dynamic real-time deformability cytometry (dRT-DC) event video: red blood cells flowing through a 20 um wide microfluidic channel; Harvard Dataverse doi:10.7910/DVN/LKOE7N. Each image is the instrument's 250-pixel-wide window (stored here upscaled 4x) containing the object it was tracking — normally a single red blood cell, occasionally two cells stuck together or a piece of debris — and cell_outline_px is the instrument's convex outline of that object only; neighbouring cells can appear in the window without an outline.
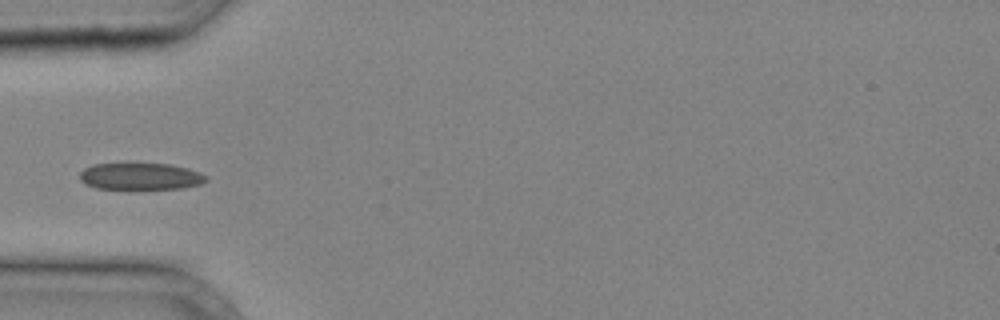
{"species": "common noctule bat (a hibernating species)", "species_latin": "Nyctalus noctula", "temperature_condition": "cold", "stored_images_in_passage": 26, "camera_frame_rate_fps": 3000, "um_per_image_px": 0.085, "animal": {"sex": "male", "body_mass_g": 20.4}, "frame": {"image": 1, "passage_image": 1, "time_ms": 0.0, "image_size_px": [1000, 320], "cell_outline_px": [[208, 180], [200, 184], [184, 188], [96, 188], [84, 184], [80, 180], [80, 172], [84, 168], [92, 164], [172, 164], [188, 168], [200, 172], [208, 176]], "centroid_in_image_um": [11.96, 14.98], "position_along_channel_um": 73.0, "area_um2": 19.65}}
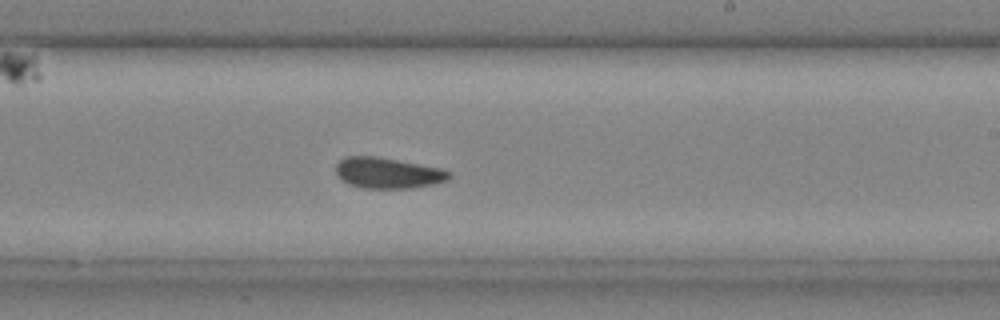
{"frame": {"image": 2, "passage_image": 12, "time_ms": 3.667, "image_size_px": [1000, 320], "cell_outline_px": [[452, 176], [448, 180], [432, 184], [412, 188], [364, 188], [348, 184], [340, 180], [336, 172], [336, 164], [340, 160], [348, 156], [376, 156], [440, 168], [452, 172]], "centroid_in_image_um": [32.96, 14.71], "position_along_channel_um": 256.0, "area_um2": 20.35}}